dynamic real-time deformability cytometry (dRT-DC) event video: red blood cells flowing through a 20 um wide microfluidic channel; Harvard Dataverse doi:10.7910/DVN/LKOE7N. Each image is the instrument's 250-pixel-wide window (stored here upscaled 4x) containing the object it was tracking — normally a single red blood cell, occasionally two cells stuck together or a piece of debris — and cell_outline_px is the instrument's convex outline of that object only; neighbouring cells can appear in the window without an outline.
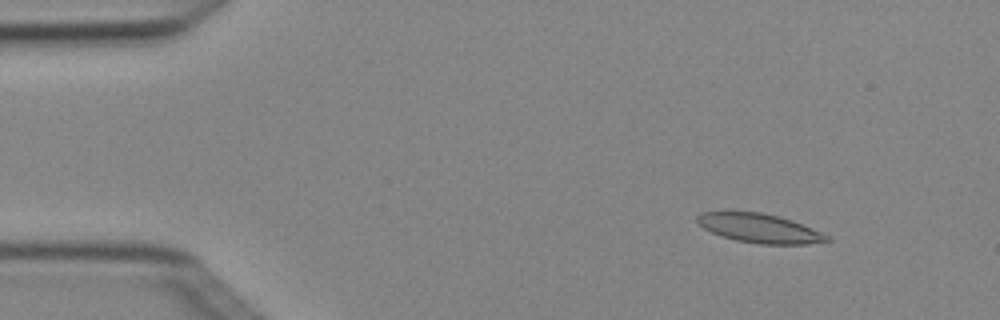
{"species": "Egyptian fruit bat (a non-hibernating species)", "species_latin": "Rousettus aegyptiacus", "temperature_condition": "cold", "stored_images_in_passage": 5, "camera_frame_rate_fps": 3000, "um_per_image_px": 0.085, "animal": {"sex": "female"}, "frame": {"image": 1, "passage_image": 2, "time_ms": 0.333, "image_size_px": [1000, 320], "cell_outline_px": [[832, 240], [808, 244], [760, 244], [736, 240], [712, 232], [704, 228], [696, 220], [696, 216], [704, 212], [760, 212], [780, 216], [792, 220], [832, 236]], "centroid_in_image_um": [64.63, 19.4], "position_along_channel_um": 20.4, "area_um2": 21.85}}
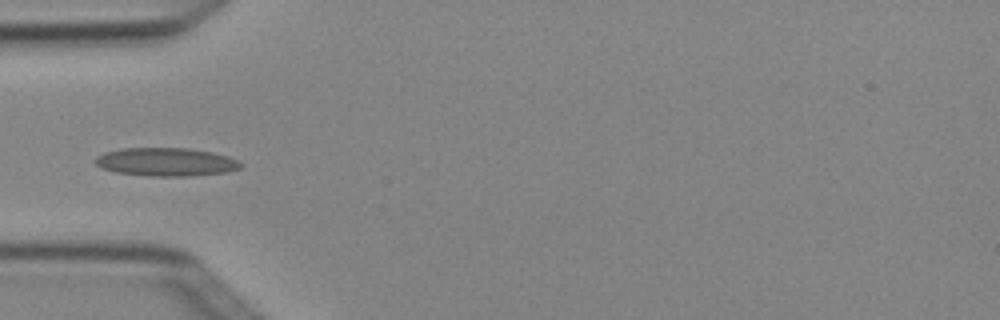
{"frame": {"image": 2, "passage_image": 5, "time_ms": 1.333, "image_size_px": [1000, 320], "cell_outline_px": [[244, 164], [240, 168], [228, 172], [188, 176], [148, 176], [116, 172], [100, 168], [92, 160], [96, 156], [104, 152], [120, 148], [188, 148], [212, 152], [228, 156]], "centroid_in_image_um": [14.08, 13.76], "position_along_channel_um": 70.9, "area_um2": 24.22}}